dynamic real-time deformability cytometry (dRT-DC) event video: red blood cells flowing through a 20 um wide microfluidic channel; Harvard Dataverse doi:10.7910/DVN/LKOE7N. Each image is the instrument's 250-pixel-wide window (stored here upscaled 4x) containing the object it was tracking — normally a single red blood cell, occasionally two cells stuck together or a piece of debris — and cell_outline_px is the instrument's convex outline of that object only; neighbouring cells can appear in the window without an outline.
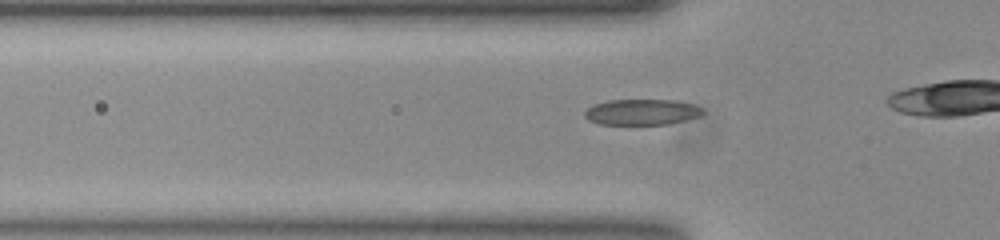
{"species": "common noctule bat (a hibernating species)", "species_latin": "Nyctalus noctula", "temperature_condition": "room temperature", "stored_images_in_passage": 27, "camera_frame_rate_fps": 3000, "um_per_image_px": 0.085, "animal": {"sex": "female", "body_mass_g": 23.0, "forearm_length_mm": 53.4}, "frame": {"image": 1, "passage_image": 8, "time_ms": 2.333, "image_size_px": [1000, 240], "cell_outline_px": [[704, 112], [700, 116], [668, 124], [600, 124], [588, 120], [584, 116], [584, 112], [588, 108], [596, 104], [608, 100], [672, 100], [692, 104], [704, 108]], "centroid_in_image_um": [54.56, 9.52], "position_along_channel_um": 71.2, "area_um2": 17.63}}
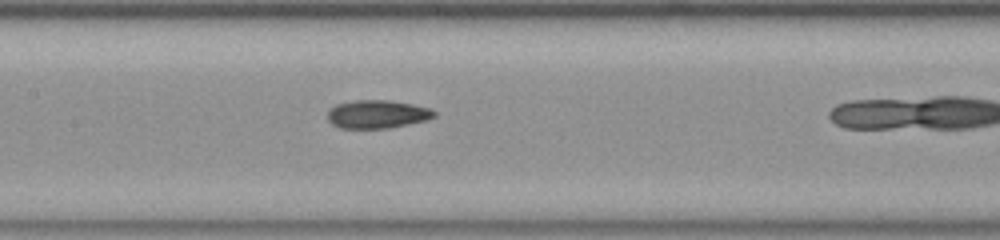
{"frame": {"image": 2, "passage_image": 16, "time_ms": 5.0, "image_size_px": [1000, 240], "cell_outline_px": [[436, 116], [428, 120], [388, 128], [340, 128], [332, 124], [328, 120], [328, 112], [336, 104], [352, 100], [388, 100], [412, 104], [432, 108], [436, 112]], "centroid_in_image_um": [32.09, 9.7], "position_along_channel_um": 175.3, "area_um2": 17.63}}
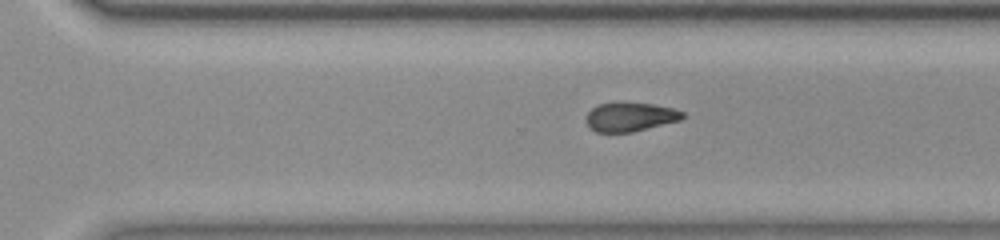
{"frame": {"image": 3, "passage_image": 27, "time_ms": 8.667, "image_size_px": [1000, 240], "cell_outline_px": [[684, 116], [680, 120], [632, 132], [596, 132], [588, 128], [584, 120], [588, 112], [596, 104], [652, 104], [672, 108], [684, 112]], "centroid_in_image_um": [53.51, 9.96], "position_along_channel_um": 317.1, "area_um2": 16.01}}